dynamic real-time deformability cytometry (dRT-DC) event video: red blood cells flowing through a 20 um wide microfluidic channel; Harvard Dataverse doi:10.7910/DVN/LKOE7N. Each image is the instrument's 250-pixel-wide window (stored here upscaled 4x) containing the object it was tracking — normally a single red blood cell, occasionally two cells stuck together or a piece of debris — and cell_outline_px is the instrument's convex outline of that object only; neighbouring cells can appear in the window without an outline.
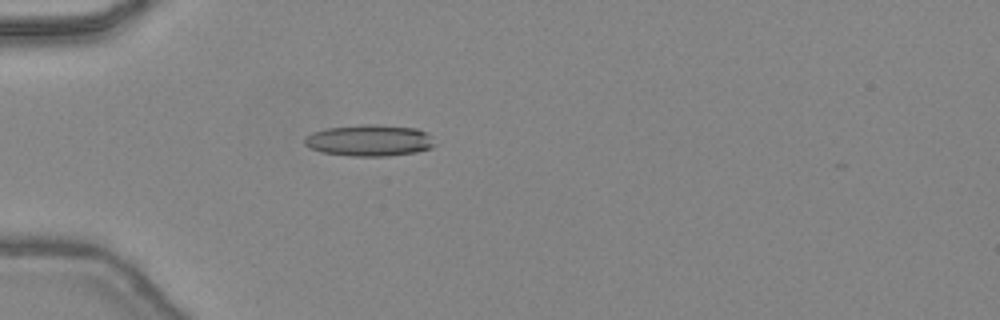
{"species": "common noctule bat (a hibernating species)", "species_latin": "Nyctalus noctula", "temperature_condition": "warm", "stored_images_in_passage": 33, "camera_frame_rate_fps": 3000, "um_per_image_px": 0.085, "animal": {"sex": "female", "body_mass_g": 24.6, "forearm_length_mm": 56.2}, "frame": {"image": 1, "passage_image": 1, "time_ms": 0.0, "image_size_px": [1000, 320], "cell_outline_px": [[436, 144], [432, 148], [416, 152], [388, 156], [352, 156], [320, 152], [304, 144], [304, 136], [312, 132], [328, 128], [360, 124], [380, 124], [416, 128], [424, 132]], "centroid_in_image_um": [31.37, 11.93], "position_along_channel_um": 53.6, "area_um2": 23.93}}
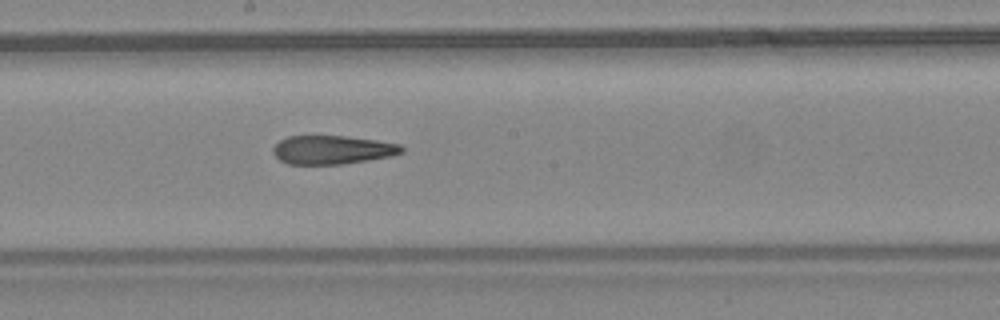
{"frame": {"image": 2, "passage_image": 13, "time_ms": 4.0, "image_size_px": [1000, 320], "cell_outline_px": [[404, 152], [392, 156], [368, 160], [340, 164], [288, 164], [280, 160], [272, 152], [272, 148], [280, 140], [288, 136], [344, 136], [376, 140], [400, 144], [404, 148]], "centroid_in_image_um": [28.26, 12.73], "position_along_channel_um": 219.9, "area_um2": 21.44}}
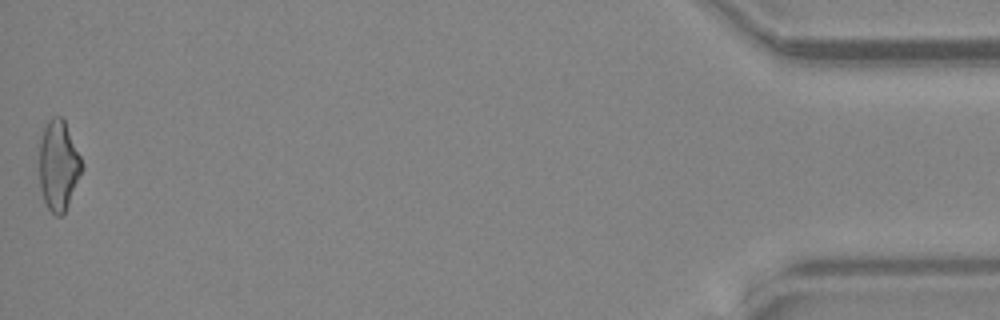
{"frame": {"image": 3, "passage_image": 33, "time_ms": 10.667, "image_size_px": [1000, 320], "cell_outline_px": [[84, 168], [68, 204], [64, 212], [60, 216], [56, 216], [48, 208], [44, 200], [40, 188], [40, 136], [48, 120], [52, 116], [60, 116], [64, 120], [80, 156]], "centroid_in_image_um": [4.97, 14.05], "position_along_channel_um": 430.2, "area_um2": 22.14}, "authors_computed_cell_mechanics": {"area_um2": 22.4842, "velocity_mm_per_s": 4.5172, "shape_relaxation_time_tau1_ms": 9.2312, "shape_relaxation_time_tau2_ms": 2.5675, "deformation_change_tau1": 0.2705, "deformation_change_tau2": 0.1432}}